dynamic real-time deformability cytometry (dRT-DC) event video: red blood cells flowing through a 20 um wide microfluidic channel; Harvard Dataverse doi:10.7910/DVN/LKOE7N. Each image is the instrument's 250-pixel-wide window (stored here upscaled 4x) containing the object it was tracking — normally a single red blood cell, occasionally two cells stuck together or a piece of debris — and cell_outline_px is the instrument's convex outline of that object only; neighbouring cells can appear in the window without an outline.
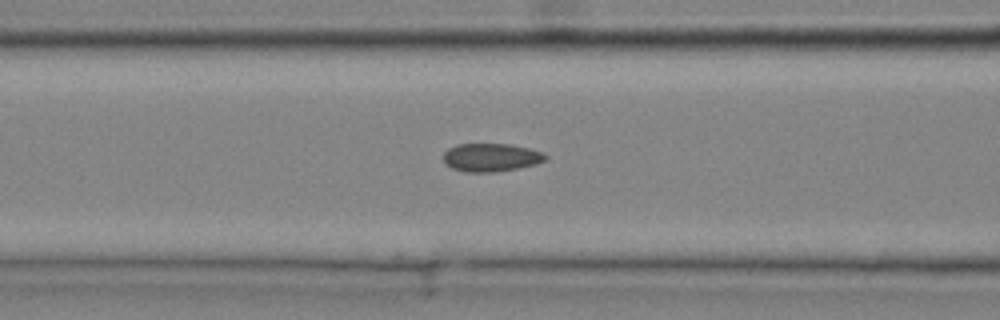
{"species": "common noctule bat (a hibernating species)", "species_latin": "Nyctalus noctula", "temperature_condition": "cold", "stored_images_in_passage": 33, "camera_frame_rate_fps": 3000, "um_per_image_px": 0.085, "animal": {"sex": "male", "body_mass_g": 20.4}, "frame": {"image": 1, "passage_image": 15, "time_ms": 4.667, "image_size_px": [1000, 320], "cell_outline_px": [[548, 156], [544, 160], [536, 164], [496, 172], [464, 172], [452, 168], [444, 164], [444, 152], [448, 148], [456, 144], [512, 144], [544, 152]], "centroid_in_image_um": [41.72, 13.38], "position_along_channel_um": 124.9, "area_um2": 16.88}}